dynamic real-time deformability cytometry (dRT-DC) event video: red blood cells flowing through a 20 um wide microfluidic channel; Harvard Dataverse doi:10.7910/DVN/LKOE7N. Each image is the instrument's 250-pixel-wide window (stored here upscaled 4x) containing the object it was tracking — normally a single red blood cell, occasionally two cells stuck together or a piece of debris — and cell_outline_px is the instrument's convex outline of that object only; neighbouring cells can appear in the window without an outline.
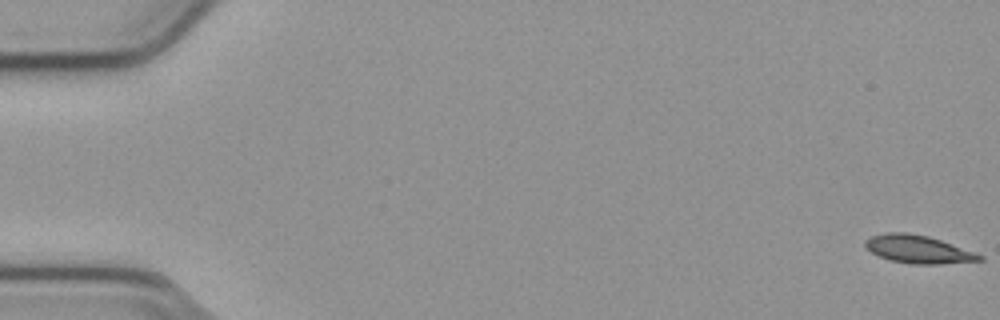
{"species": "common noctule bat (a hibernating species)", "species_latin": "Nyctalus noctula", "temperature_condition": "cold", "stored_images_in_passage": 14, "camera_frame_rate_fps": 3000, "um_per_image_px": 0.085, "animal": {"sex": "male", "body_mass_g": 23.1, "forearm_length_mm": 52.7}, "frame": {"image": 1, "passage_image": 1, "time_ms": 0.0, "image_size_px": [1000, 320], "cell_outline_px": [[984, 260], [940, 264], [912, 264], [888, 260], [872, 252], [864, 244], [864, 240], [872, 236], [888, 232], [904, 232], [928, 236], [976, 252], [984, 256]], "centroid_in_image_um": [78.07, 21.19], "position_along_channel_um": 6.9, "area_um2": 18.55}}
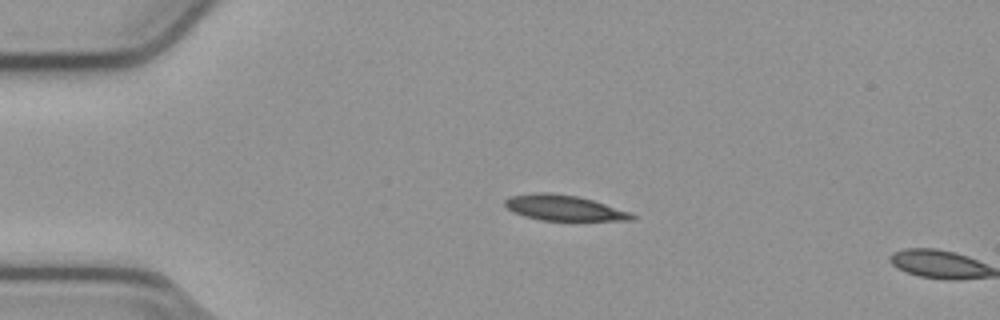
{"frame": {"image": 2, "passage_image": 13, "time_ms": 4.0, "image_size_px": [1000, 320], "cell_outline_px": [[636, 216], [632, 220], [540, 220], [524, 216], [512, 212], [504, 204], [504, 200], [512, 196], [532, 192], [548, 192], [576, 196], [592, 200], [628, 212]], "centroid_in_image_um": [47.85, 17.66], "position_along_channel_um": 37.1, "area_um2": 18.55}}